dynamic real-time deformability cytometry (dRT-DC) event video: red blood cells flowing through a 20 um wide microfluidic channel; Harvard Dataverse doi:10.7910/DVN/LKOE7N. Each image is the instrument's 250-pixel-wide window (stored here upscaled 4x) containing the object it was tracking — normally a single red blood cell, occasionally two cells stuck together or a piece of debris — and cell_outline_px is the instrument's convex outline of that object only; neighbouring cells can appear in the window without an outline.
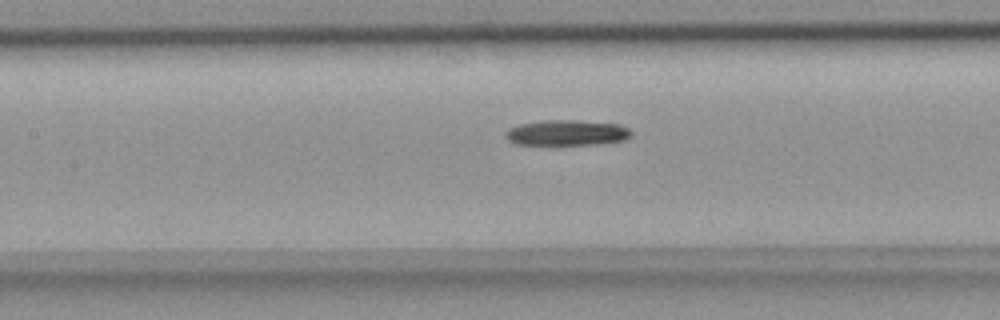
{"species": "common noctule bat (a hibernating species)", "species_latin": "Nyctalus noctula", "temperature_condition": "room temperature", "stored_images_in_passage": 37, "camera_frame_rate_fps": 3000, "um_per_image_px": 0.085, "animal": {"sex": "female", "body_mass_g": 18.4}, "frame": {"image": 1, "passage_image": 10, "time_ms": 3.0, "image_size_px": [1000, 320], "cell_outline_px": [[632, 136], [624, 140], [596, 144], [516, 144], [508, 140], [504, 136], [508, 128], [520, 124], [544, 120], [572, 120], [620, 124], [628, 128], [632, 132]], "centroid_in_image_um": [48.18, 11.28], "position_along_channel_um": 159.2, "area_um2": 18.61}}
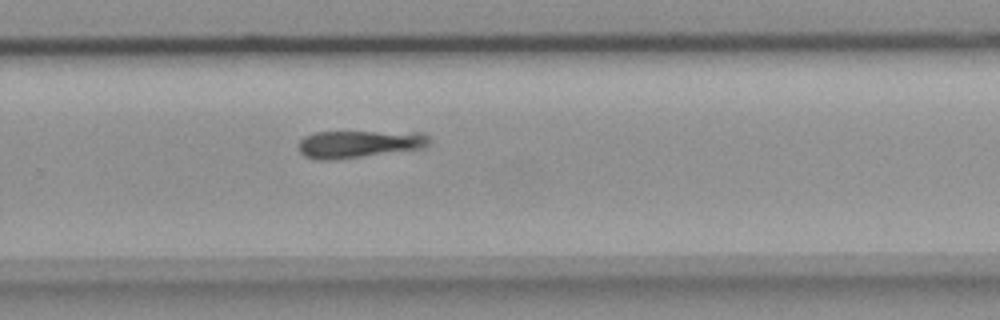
{"frame": {"image": 2, "passage_image": 21, "time_ms": 6.667, "image_size_px": [1000, 320], "cell_outline_px": [[428, 144], [424, 148], [336, 160], [316, 160], [304, 156], [300, 152], [300, 140], [304, 136], [316, 132], [424, 132], [428, 136]], "centroid_in_image_um": [30.51, 12.25], "position_along_channel_um": 299.3, "area_um2": 20.92}}
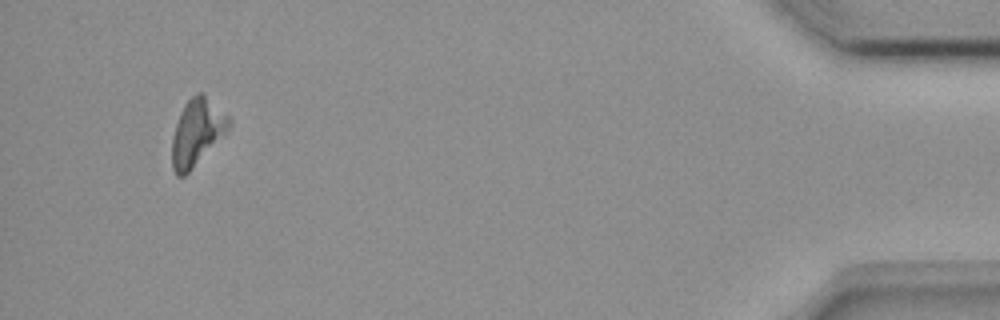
{"frame": {"image": 3, "passage_image": 36, "time_ms": 11.667, "image_size_px": [1000, 320], "cell_outline_px": [[232, 120], [228, 128], [188, 172], [184, 176], [176, 176], [172, 168], [172, 136], [180, 112], [184, 104], [196, 92], [204, 92]], "centroid_in_image_um": [16.7, 11.19], "position_along_channel_um": 418.5, "area_um2": 21.56}}